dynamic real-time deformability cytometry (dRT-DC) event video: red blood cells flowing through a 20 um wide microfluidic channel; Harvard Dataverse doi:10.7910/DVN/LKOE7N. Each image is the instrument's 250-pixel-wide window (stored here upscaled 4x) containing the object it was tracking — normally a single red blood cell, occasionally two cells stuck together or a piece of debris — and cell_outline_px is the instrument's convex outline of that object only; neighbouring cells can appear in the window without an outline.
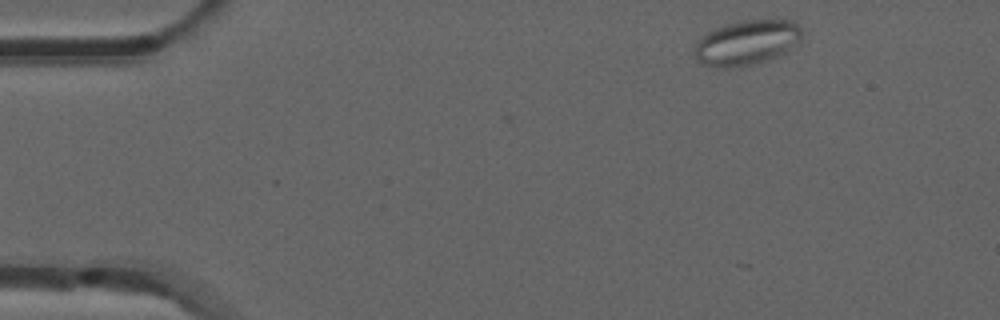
{"species": "common noctule bat (a hibernating species)", "species_latin": "Nyctalus noctula", "temperature_condition": "room temperature", "stored_images_in_passage": 18, "camera_frame_rate_fps": 3000, "um_per_image_px": 0.085, "animal": {"sex": "male", "forearm_length_mm": 52.5}, "frame": {"image": 1, "passage_image": 1, "time_ms": 0.0, "image_size_px": [1000, 320], "cell_outline_px": [[804, 36], [796, 44], [784, 52], [768, 60], [728, 68], [720, 68], [704, 64], [696, 60], [696, 44], [700, 36], [716, 28], [728, 24], [744, 20], [792, 20], [804, 32]], "centroid_in_image_um": [63.49, 3.61], "position_along_channel_um": 21.5, "area_um2": 27.74}}
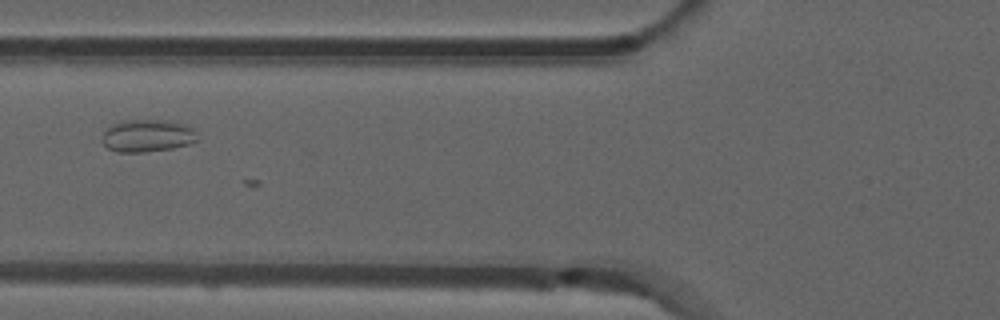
{"frame": {"image": 2, "passage_image": 15, "time_ms": 4.667, "image_size_px": [1000, 320], "cell_outline_px": [[196, 140], [188, 144], [172, 148], [144, 152], [116, 152], [108, 148], [100, 140], [100, 136], [112, 124], [120, 120], [172, 120], [184, 124], [192, 128], [196, 132]], "centroid_in_image_um": [12.48, 11.53], "position_along_channel_um": 113.3, "area_um2": 18.15}}